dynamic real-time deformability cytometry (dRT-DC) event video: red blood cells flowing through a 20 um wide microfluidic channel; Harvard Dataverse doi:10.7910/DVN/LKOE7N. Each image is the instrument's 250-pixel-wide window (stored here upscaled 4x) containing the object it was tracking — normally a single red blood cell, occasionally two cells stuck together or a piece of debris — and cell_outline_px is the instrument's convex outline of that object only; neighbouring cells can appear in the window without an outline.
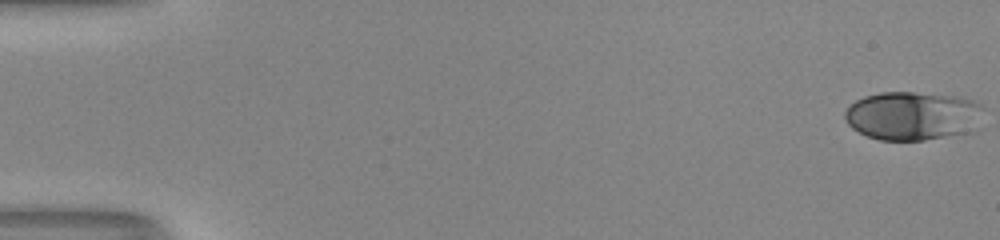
{"species": "human", "species_latin": "Homo sapiens", "temperature_condition": "room temperature", "stored_images_in_passage": 53, "camera_frame_rate_fps": 3000, "um_per_image_px": 0.085, "donor": {"sex": "male"}, "frame": {"image": 1, "passage_image": 1, "time_ms": 0.0, "image_size_px": [1000, 240], "cell_outline_px": [[984, 108], [964, 132], [924, 140], [880, 140], [868, 136], [852, 128], [848, 124], [844, 116], [844, 112], [856, 100], [864, 96], [880, 92], [912, 92], [952, 96], [972, 100], [980, 104]], "centroid_in_image_um": [77.44, 9.82], "position_along_channel_um": 7.6, "area_um2": 38.21}}
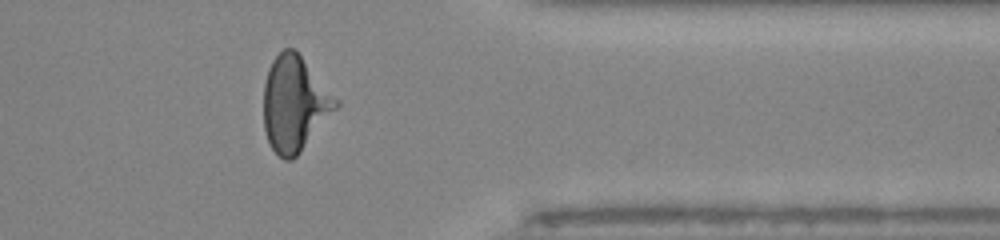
{"frame": {"image": 2, "passage_image": 44, "time_ms": 14.333, "image_size_px": [1000, 240], "cell_outline_px": [[340, 104], [300, 152], [292, 160], [284, 160], [272, 148], [268, 140], [264, 128], [264, 84], [268, 68], [272, 60], [284, 48], [292, 48], [300, 56], [340, 100]], "centroid_in_image_um": [25.04, 8.82], "position_along_channel_um": 386.4, "area_um2": 39.59}}
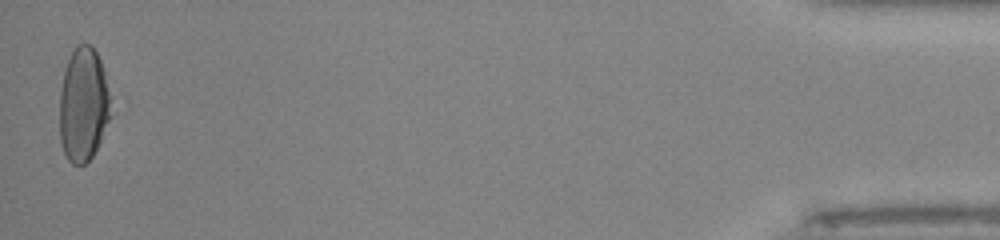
{"frame": {"image": 3, "passage_image": 53, "time_ms": 17.333, "image_size_px": [1000, 240], "cell_outline_px": [[116, 104], [112, 116], [92, 156], [84, 164], [72, 164], [68, 160], [60, 144], [60, 92], [64, 72], [68, 60], [76, 44], [88, 44], [96, 52], [100, 60]], "centroid_in_image_um": [7.14, 8.89], "position_along_channel_um": 428.1, "area_um2": 34.8}, "authors_computed_cell_mechanics": {"area_um2": 38.148, "velocity_mm_per_s": 4.0151, "shape_relaxation_time_tau1_ms": 5.0839, "shape_relaxation_time_tau2_ms": null, "deformation_change_tau1": 0.2013, "deformation_change_tau2": null}}